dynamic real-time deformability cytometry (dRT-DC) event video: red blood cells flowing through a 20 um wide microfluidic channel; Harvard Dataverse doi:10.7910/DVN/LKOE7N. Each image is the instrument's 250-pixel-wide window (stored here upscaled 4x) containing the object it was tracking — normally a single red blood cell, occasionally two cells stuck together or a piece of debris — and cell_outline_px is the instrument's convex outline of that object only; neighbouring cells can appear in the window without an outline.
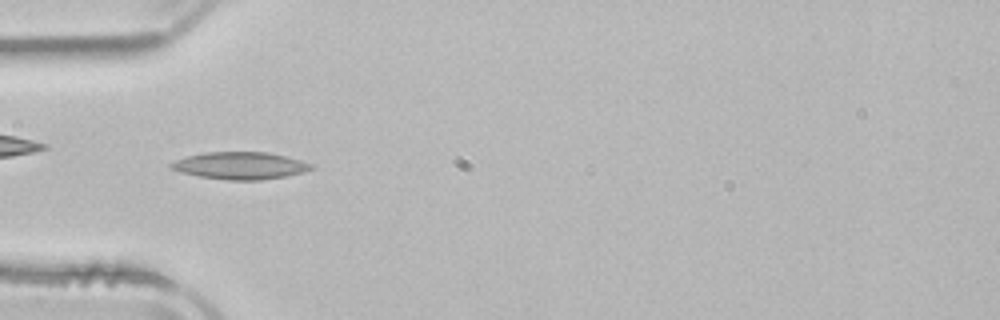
{"species": "common noctule bat (a hibernating species)", "species_latin": "Nyctalus noctula", "temperature_condition": "room temperature", "stored_images_in_passage": 3, "camera_frame_rate_fps": 3000, "um_per_image_px": 0.085, "animal": {"sex": "male", "body_mass_g": 21.5, "forearm_length_mm": 52.0}, "frame": {"image": 1, "passage_image": 3, "time_ms": 5.0, "image_size_px": [1000, 320], "cell_outline_px": [[316, 168], [304, 172], [284, 176], [260, 180], [228, 180], [200, 176], [180, 172], [168, 168], [168, 164], [176, 160], [188, 156], [204, 152], [268, 152], [288, 156], [312, 164]], "centroid_in_image_um": [20.42, 14.07], "position_along_channel_um": 64.6, "area_um2": 22.31}}